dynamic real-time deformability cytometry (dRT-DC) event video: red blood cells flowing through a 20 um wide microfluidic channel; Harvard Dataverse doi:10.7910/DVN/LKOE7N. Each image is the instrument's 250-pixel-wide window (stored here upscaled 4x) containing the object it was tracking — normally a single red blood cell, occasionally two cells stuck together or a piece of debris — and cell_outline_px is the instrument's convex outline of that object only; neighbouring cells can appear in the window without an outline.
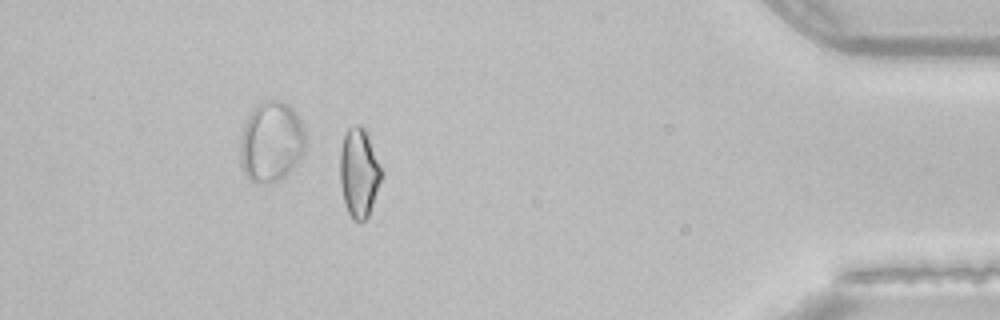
{"species": "common noctule bat (a hibernating species)", "species_latin": "Nyctalus noctula", "temperature_condition": "room temperature", "stored_images_in_passage": 33, "camera_frame_rate_fps": 3000, "um_per_image_px": 0.085, "animal": {"sex": "female", "body_mass_g": 22.7, "forearm_length_mm": 54.2}, "frame": {"image": 1, "passage_image": 28, "time_ms": 9.0, "image_size_px": [1000, 320], "cell_outline_px": [[384, 172], [368, 216], [364, 220], [352, 220], [348, 212], [344, 200], [340, 184], [340, 148], [344, 136], [348, 128], [356, 124], [360, 124], [364, 128], [368, 136]], "centroid_in_image_um": [30.52, 14.66], "position_along_channel_um": 404.7, "area_um2": 21.5}}